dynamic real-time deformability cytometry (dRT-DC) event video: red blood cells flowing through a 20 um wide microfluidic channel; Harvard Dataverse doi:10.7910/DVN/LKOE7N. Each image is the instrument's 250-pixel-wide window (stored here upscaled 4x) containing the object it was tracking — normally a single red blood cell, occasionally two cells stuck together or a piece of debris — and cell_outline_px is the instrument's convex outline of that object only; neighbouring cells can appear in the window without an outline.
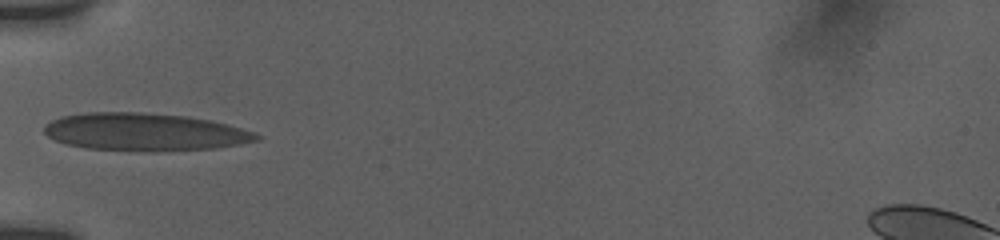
{"species": "human", "species_latin": "Homo sapiens", "temperature_condition": "room temperature", "stored_images_in_passage": 3, "camera_frame_rate_fps": 3000, "um_per_image_px": 0.085, "donor": {"sex": "female"}, "frame": {"image": 1, "passage_image": 1, "time_ms": 0.0, "image_size_px": [1000, 240], "cell_outline_px": [[260, 136], [256, 140], [240, 144], [216, 148], [152, 152], [136, 152], [84, 148], [64, 144], [48, 136], [44, 132], [44, 124], [60, 116], [88, 112], [140, 112], [188, 116], [208, 120], [240, 128], [252, 132]], "centroid_in_image_um": [12.21, 11.23], "position_along_channel_um": 72.8, "area_um2": 46.88}}
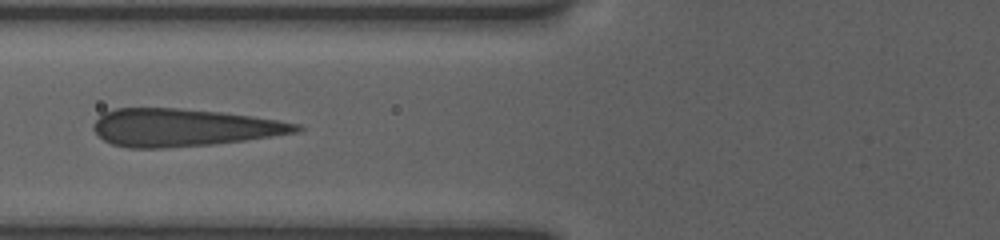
{"frame": {"image": 2, "passage_image": 2, "time_ms": 1.0, "image_size_px": [1000, 240], "cell_outline_px": [[304, 128], [300, 132], [244, 140], [212, 144], [164, 148], [128, 148], [112, 144], [104, 140], [92, 128], [92, 124], [104, 112], [116, 108], [176, 108], [220, 112], [252, 116], [300, 124]], "centroid_in_image_um": [15.59, 10.84], "position_along_channel_um": 110.2, "area_um2": 44.27}}